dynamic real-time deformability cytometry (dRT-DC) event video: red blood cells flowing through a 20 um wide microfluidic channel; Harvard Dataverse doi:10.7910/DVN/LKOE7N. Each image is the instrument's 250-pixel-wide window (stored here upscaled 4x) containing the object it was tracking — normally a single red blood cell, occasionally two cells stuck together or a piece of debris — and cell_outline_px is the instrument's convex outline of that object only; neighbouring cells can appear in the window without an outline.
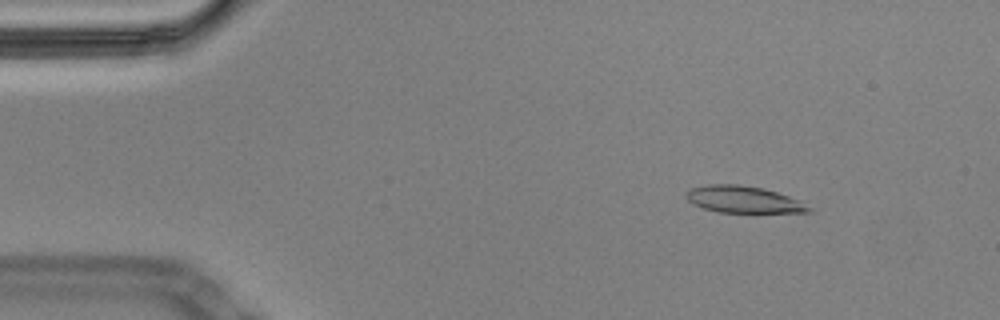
{"species": "Egyptian fruit bat (a non-hibernating species)", "species_latin": "Rousettus aegyptiacus", "temperature_condition": "cold", "stored_images_in_passage": 57, "segment_of_instrument_passage": [1, 2], "camera_frame_rate_fps": 3000, "um_per_image_px": 0.085, "animal": {"sex": "male"}, "frame": {"image": 1, "passage_image": 7, "time_ms": 2.0, "image_size_px": [1000, 320], "cell_outline_px": [[812, 212], [716, 212], [692, 204], [688, 200], [684, 192], [688, 188], [708, 184], [736, 184], [764, 188], [788, 196], [812, 208]], "centroid_in_image_um": [63.11, 16.94], "position_along_channel_um": 21.9, "area_um2": 19.07}}
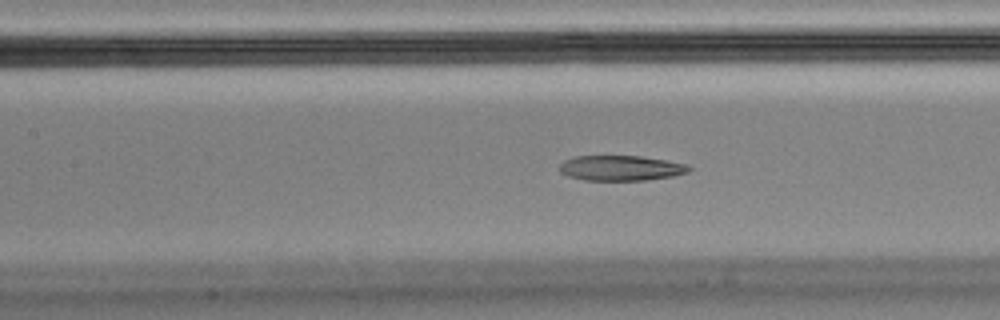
{"frame": {"image": 2, "passage_image": 25, "time_ms": 8.0, "image_size_px": [1000, 320], "cell_outline_px": [[692, 168], [688, 172], [672, 176], [648, 180], [584, 180], [568, 176], [560, 172], [560, 164], [564, 160], [576, 156], [640, 156], [688, 164]], "centroid_in_image_um": [52.77, 14.28], "position_along_channel_um": 154.6, "area_um2": 18.96}}
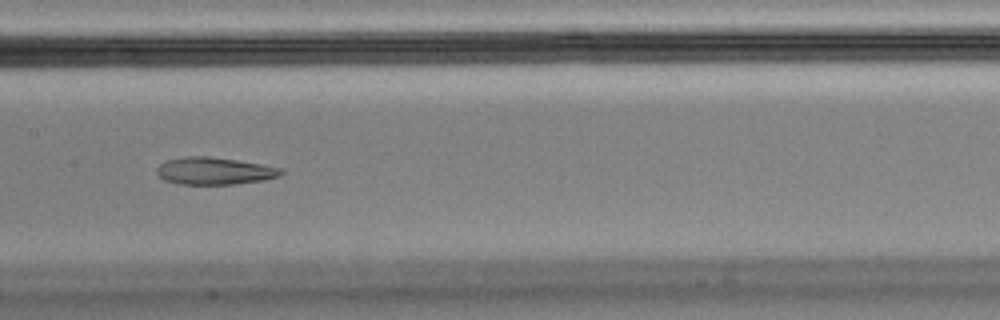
{"frame": {"image": 3, "passage_image": 28, "time_ms": 9.0, "image_size_px": [1000, 320], "cell_outline_px": [[284, 172], [280, 176], [264, 180], [232, 184], [180, 184], [164, 180], [156, 172], [156, 168], [164, 160], [184, 156], [208, 156], [236, 160], [284, 168]], "centroid_in_image_um": [18.22, 14.52], "position_along_channel_um": 189.2, "area_um2": 19.83}}